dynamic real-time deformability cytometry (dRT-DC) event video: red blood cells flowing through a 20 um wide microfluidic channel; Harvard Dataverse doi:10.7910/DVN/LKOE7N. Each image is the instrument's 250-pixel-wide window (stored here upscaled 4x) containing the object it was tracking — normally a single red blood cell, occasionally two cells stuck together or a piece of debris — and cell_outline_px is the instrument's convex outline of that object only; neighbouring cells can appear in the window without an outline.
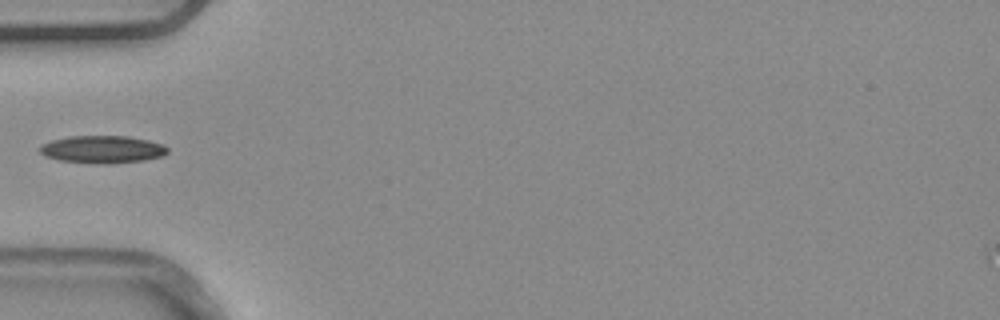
{"species": "common noctule bat (a hibernating species)", "species_latin": "Nyctalus noctula", "temperature_condition": "warm", "stored_images_in_passage": 1, "camera_frame_rate_fps": 3000, "um_per_image_px": 0.085, "animal": {"sex": "male", "body_mass_g": 20.4}, "frame": {"image": 1, "passage_image": 1, "time_ms": 0.0, "image_size_px": [1000, 320], "cell_outline_px": [[168, 152], [164, 156], [144, 160], [108, 164], [100, 164], [60, 160], [44, 156], [40, 152], [40, 148], [44, 144], [52, 140], [72, 136], [128, 136], [148, 140], [164, 144], [168, 148]], "centroid_in_image_um": [8.76, 12.7], "position_along_channel_um": 76.2, "area_um2": 20.46}}